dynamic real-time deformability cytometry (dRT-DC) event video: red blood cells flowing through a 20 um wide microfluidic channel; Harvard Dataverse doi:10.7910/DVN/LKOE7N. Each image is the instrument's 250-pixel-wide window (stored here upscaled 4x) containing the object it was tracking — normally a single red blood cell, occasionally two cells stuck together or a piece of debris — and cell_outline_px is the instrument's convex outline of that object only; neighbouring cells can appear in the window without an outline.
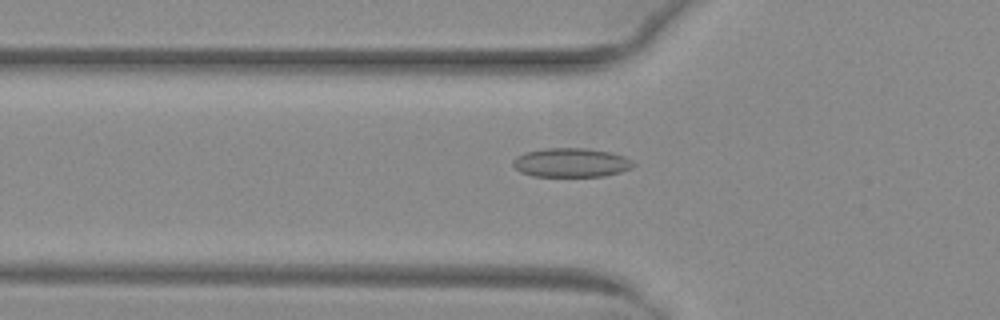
{"species": "common noctule bat (a hibernating species)", "species_latin": "Nyctalus noctula", "temperature_condition": "warm", "stored_images_in_passage": 43, "camera_frame_rate_fps": 3000, "um_per_image_px": 0.085, "animal": {"sex": "female", "body_mass_g": 29.2, "forearm_length_mm": 56.3}, "frame": {"image": 1, "passage_image": 10, "time_ms": 3.0, "image_size_px": [1000, 320], "cell_outline_px": [[636, 164], [632, 168], [620, 172], [604, 176], [532, 176], [520, 172], [512, 164], [512, 160], [516, 156], [524, 152], [544, 148], [588, 148], [612, 152], [624, 156]], "centroid_in_image_um": [48.53, 13.81], "position_along_channel_um": 77.3, "area_um2": 20.58}}
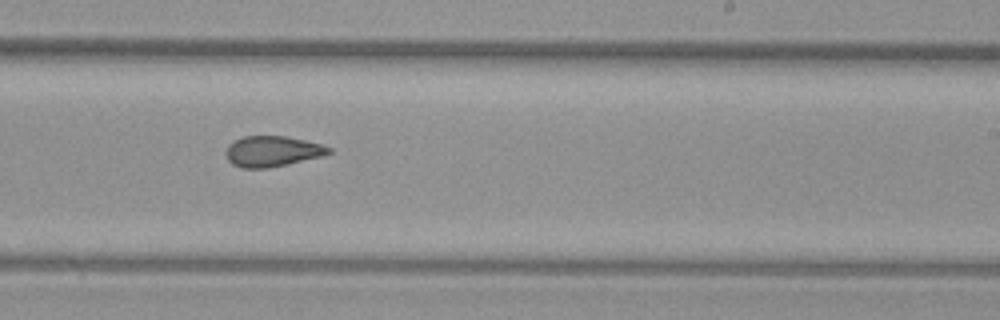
{"frame": {"image": 2, "passage_image": 24, "time_ms": 7.667, "image_size_px": [1000, 320], "cell_outline_px": [[332, 152], [324, 156], [288, 164], [268, 168], [240, 168], [232, 164], [228, 160], [224, 152], [228, 144], [232, 140], [244, 136], [288, 136], [324, 144], [332, 148]], "centroid_in_image_um": [23.16, 12.85], "position_along_channel_um": 265.8, "area_um2": 18.84}}
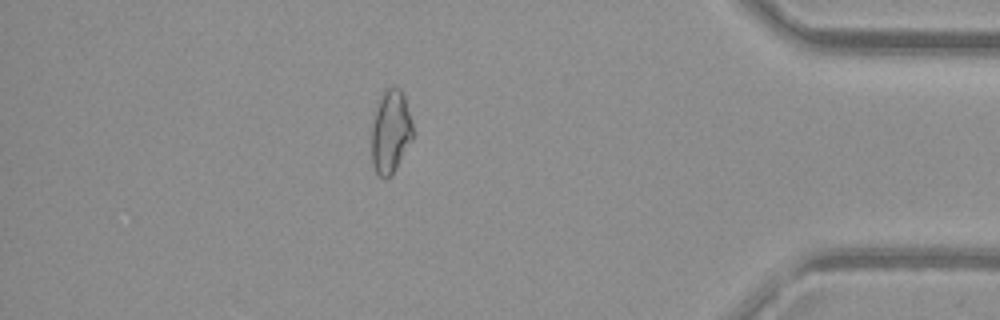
{"frame": {"image": 3, "passage_image": 37, "time_ms": 12.0, "image_size_px": [1000, 320], "cell_outline_px": [[412, 140], [396, 168], [384, 180], [376, 172], [372, 164], [372, 128], [380, 96], [388, 88], [400, 88], [404, 96], [412, 124]], "centroid_in_image_um": [33.2, 11.22], "position_along_channel_um": 402.0, "area_um2": 19.48}, "authors_computed_cell_mechanics": {"area_um2": 19.7098, "velocity_mm_per_s": 4.0376, "shape_relaxation_time_tau1_ms": null, "shape_relaxation_time_tau2_ms": 2.248, "deformation_change_tau1": null, "deformation_change_tau2": 0.0862}}